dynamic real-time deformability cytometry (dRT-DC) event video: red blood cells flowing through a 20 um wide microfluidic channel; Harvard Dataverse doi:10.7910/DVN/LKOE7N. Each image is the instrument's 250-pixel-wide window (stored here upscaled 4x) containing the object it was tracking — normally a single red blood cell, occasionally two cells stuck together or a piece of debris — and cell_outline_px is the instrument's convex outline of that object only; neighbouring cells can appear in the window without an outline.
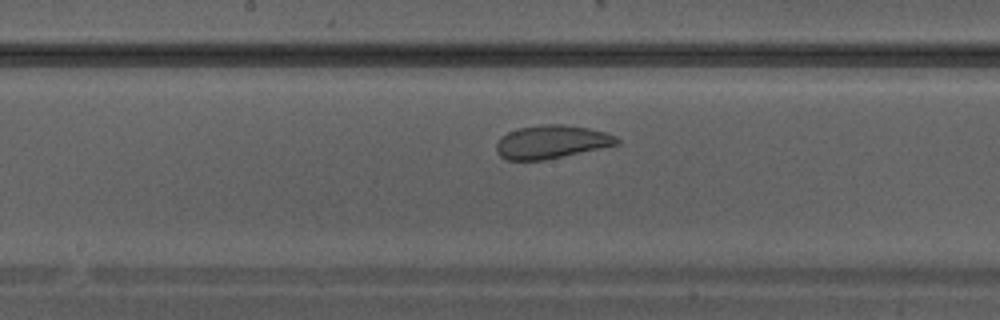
{"species": "Egyptian fruit bat (a non-hibernating species)", "species_latin": "Rousettus aegyptiacus", "temperature_condition": "warm", "stored_images_in_passage": 31, "camera_frame_rate_fps": 3000, "um_per_image_px": 0.085, "animal": {"sex": "male"}, "frame": {"image": 1, "passage_image": 14, "time_ms": 4.333, "image_size_px": [1000, 320], "cell_outline_px": [[620, 144], [544, 160], [508, 160], [500, 156], [496, 152], [496, 144], [500, 136], [508, 132], [520, 128], [544, 124], [564, 124], [588, 128], [608, 132], [616, 136], [620, 140]], "centroid_in_image_um": [46.89, 12.06], "position_along_channel_um": 201.3, "area_um2": 23.47}}
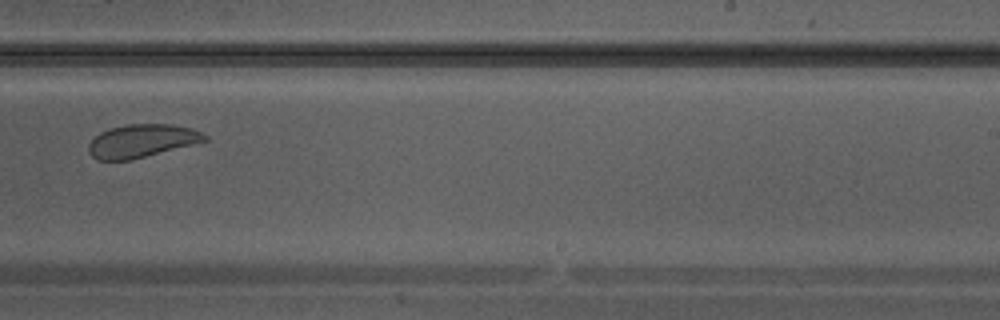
{"frame": {"image": 2, "passage_image": 18, "time_ms": 5.667, "image_size_px": [1000, 320], "cell_outline_px": [[208, 140], [132, 160], [96, 160], [88, 152], [88, 144], [100, 132], [108, 128], [128, 124], [172, 124], [192, 128], [208, 136]], "centroid_in_image_um": [12.03, 11.97], "position_along_channel_um": 277.0, "area_um2": 22.43}}